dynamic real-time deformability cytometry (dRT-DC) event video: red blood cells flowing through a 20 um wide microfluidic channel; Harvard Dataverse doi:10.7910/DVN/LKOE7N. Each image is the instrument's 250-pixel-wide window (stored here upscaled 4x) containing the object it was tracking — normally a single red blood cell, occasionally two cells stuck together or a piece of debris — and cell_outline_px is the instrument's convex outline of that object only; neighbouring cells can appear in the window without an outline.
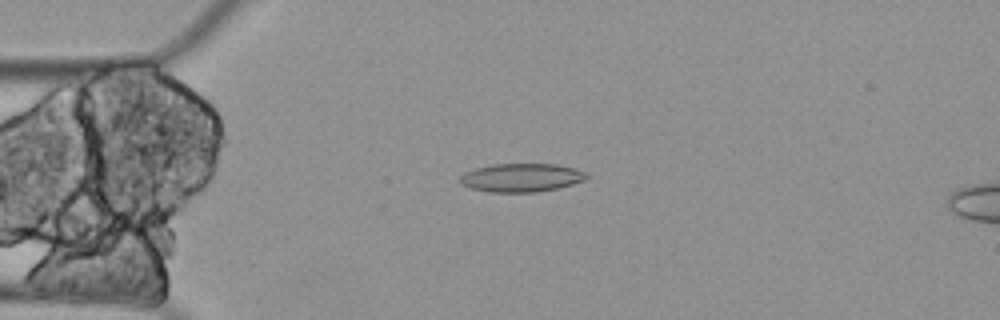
{"species": "Egyptian fruit bat (a non-hibernating species)", "species_latin": "Rousettus aegyptiacus", "temperature_condition": "cold", "stored_images_in_passage": 6, "camera_frame_rate_fps": 3000, "um_per_image_px": 0.085, "animal": {"sex": "female"}, "frame": {"image": 1, "passage_image": 4, "time_ms": 1.0, "image_size_px": [1000, 320], "cell_outline_px": [[588, 176], [584, 180], [572, 184], [556, 188], [536, 192], [488, 192], [472, 188], [460, 184], [460, 176], [464, 172], [476, 168], [492, 164], [556, 164], [576, 168], [584, 172]], "centroid_in_image_um": [44.29, 15.09], "position_along_channel_um": 40.7, "area_um2": 20.92}}
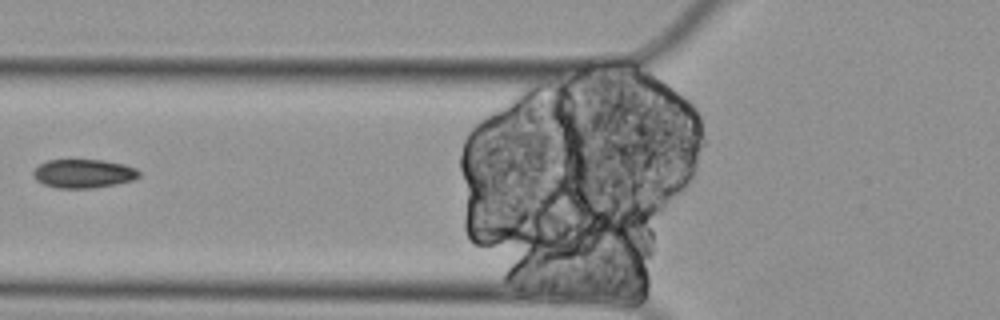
{"frame": {"image": 2, "passage_image": 6, "time_ms": 1.667, "image_size_px": [1000, 320], "cell_outline_px": [[140, 176], [132, 180], [116, 184], [92, 188], [56, 188], [44, 184], [36, 180], [32, 176], [32, 172], [40, 164], [48, 160], [104, 160], [124, 164], [136, 168], [140, 172]], "centroid_in_image_um": [7.1, 14.75], "position_along_channel_um": 118.7, "area_um2": 17.74}}